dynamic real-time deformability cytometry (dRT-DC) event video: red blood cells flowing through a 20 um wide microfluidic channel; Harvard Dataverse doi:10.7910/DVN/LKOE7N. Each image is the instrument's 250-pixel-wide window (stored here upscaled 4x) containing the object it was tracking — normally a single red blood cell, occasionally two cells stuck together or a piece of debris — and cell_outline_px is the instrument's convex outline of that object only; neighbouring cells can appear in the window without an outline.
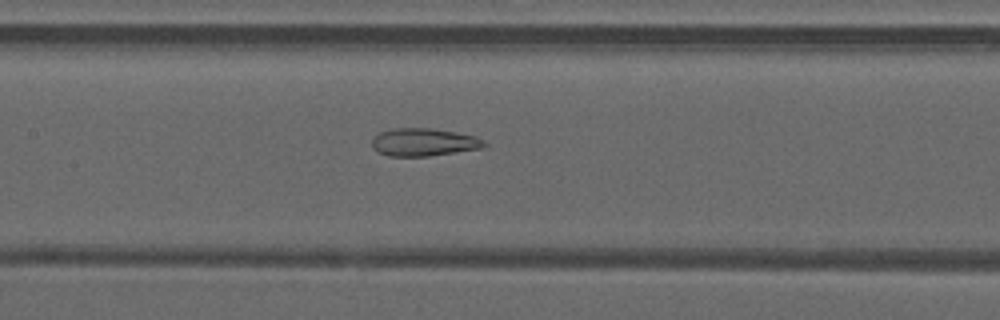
{"species": "common noctule bat (a hibernating species)", "species_latin": "Nyctalus noctula", "temperature_condition": "warm", "stored_images_in_passage": 45, "camera_frame_rate_fps": 3000, "um_per_image_px": 0.085, "animal": {"sex": "male", "forearm_length_mm": 52.5}, "frame": {"image": 1, "passage_image": 20, "time_ms": 6.333, "image_size_px": [1000, 320], "cell_outline_px": [[488, 144], [480, 148], [428, 156], [388, 156], [376, 152], [372, 148], [372, 140], [380, 132], [392, 128], [432, 128], [456, 132], [476, 136], [484, 140]], "centroid_in_image_um": [35.99, 12.08], "position_along_channel_um": 171.4, "area_um2": 18.21}}
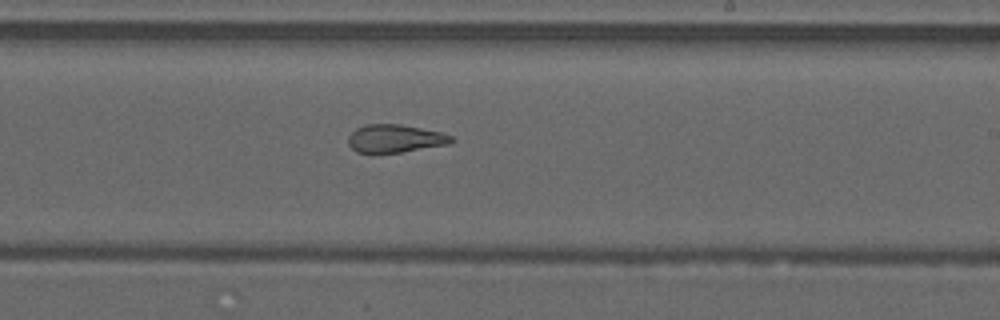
{"frame": {"image": 2, "passage_image": 26, "time_ms": 8.333, "image_size_px": [1000, 320], "cell_outline_px": [[456, 140], [452, 144], [400, 152], [356, 152], [348, 144], [348, 136], [356, 128], [364, 124], [400, 124], [440, 132], [452, 136]], "centroid_in_image_um": [33.6, 11.77], "position_along_channel_um": 255.4, "area_um2": 16.82}}
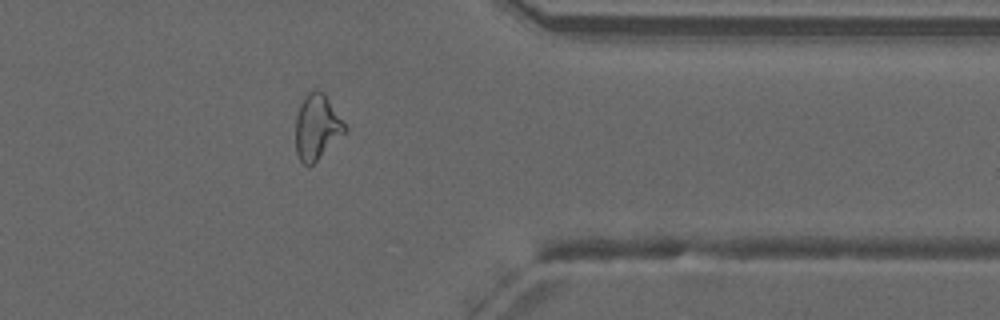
{"frame": {"image": 3, "passage_image": 36, "time_ms": 11.667, "image_size_px": [1000, 320], "cell_outline_px": [[348, 128], [312, 164], [304, 164], [300, 160], [296, 152], [296, 116], [300, 104], [304, 96], [312, 88], [316, 88], [324, 92]], "centroid_in_image_um": [26.92, 10.72], "position_along_channel_um": 384.5, "area_um2": 18.44}, "authors_computed_cell_mechanics": {"area_um2": 19.652, "velocity_mm_per_s": 4.2173, "shape_relaxation_time_tau1_ms": null, "shape_relaxation_time_tau2_ms": 1.7972, "deformation_change_tau1": null, "deformation_change_tau2": 0.1059}}